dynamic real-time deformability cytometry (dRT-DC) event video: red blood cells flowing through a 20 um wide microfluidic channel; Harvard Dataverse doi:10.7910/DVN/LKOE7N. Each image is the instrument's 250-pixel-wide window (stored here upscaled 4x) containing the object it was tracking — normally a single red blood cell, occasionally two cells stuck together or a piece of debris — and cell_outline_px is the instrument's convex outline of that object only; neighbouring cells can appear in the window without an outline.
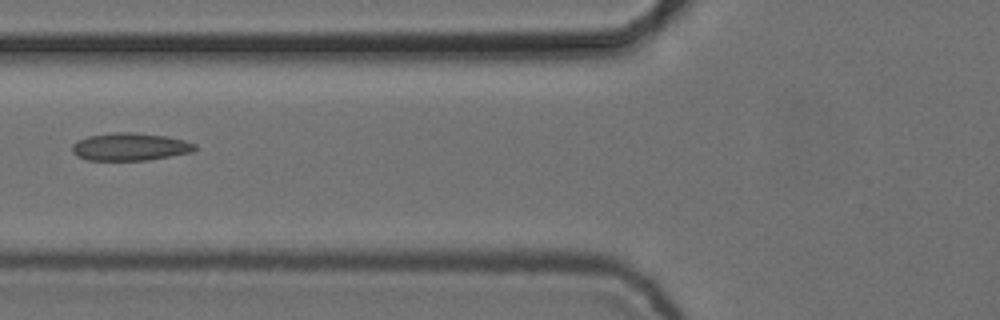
{"species": "common noctule bat (a hibernating species)", "species_latin": "Nyctalus noctula", "temperature_condition": "cold", "stored_images_in_passage": 8, "camera_frame_rate_fps": 3000, "um_per_image_px": 0.085, "animal": {"sex": "female", "body_mass_g": 24.6, "forearm_length_mm": 56.2}, "frame": {"image": 1, "passage_image": 7, "time_ms": 2.0, "image_size_px": [1000, 320], "cell_outline_px": [[196, 148], [192, 152], [148, 160], [88, 160], [76, 156], [72, 152], [72, 144], [76, 140], [88, 136], [116, 132], [128, 132], [164, 136], [184, 140], [196, 144]], "centroid_in_image_um": [11.01, 12.48], "position_along_channel_um": 114.8, "area_um2": 19.71}}
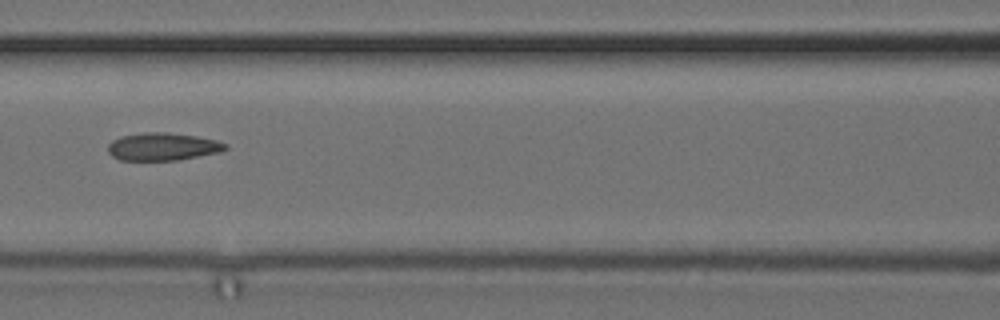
{"frame": {"image": 2, "passage_image": 8, "time_ms": 2.333, "image_size_px": [1000, 320], "cell_outline_px": [[228, 148], [220, 152], [176, 160], [120, 160], [112, 156], [108, 152], [108, 144], [112, 140], [120, 136], [144, 132], [168, 132], [196, 136], [216, 140], [228, 144]], "centroid_in_image_um": [13.82, 12.46], "position_along_channel_um": 152.8, "area_um2": 19.02}}